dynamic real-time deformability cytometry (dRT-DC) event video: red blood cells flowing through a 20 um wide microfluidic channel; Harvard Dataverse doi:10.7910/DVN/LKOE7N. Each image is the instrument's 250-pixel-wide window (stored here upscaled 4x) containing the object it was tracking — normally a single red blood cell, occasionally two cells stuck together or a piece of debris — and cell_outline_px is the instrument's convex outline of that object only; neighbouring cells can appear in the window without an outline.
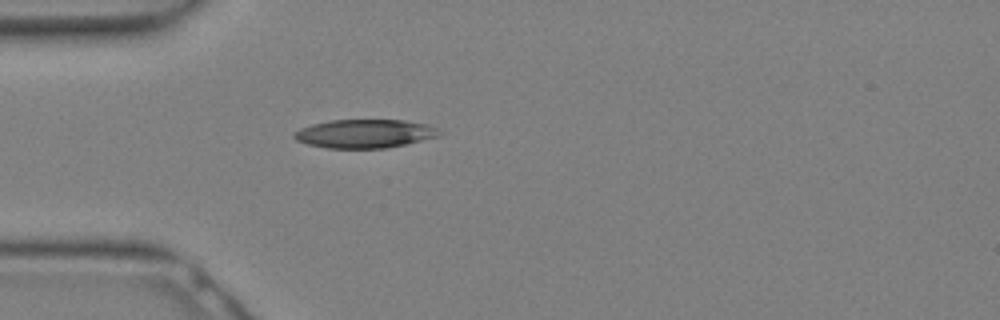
{"species": "Egyptian fruit bat (a non-hibernating species)", "species_latin": "Rousettus aegyptiacus", "temperature_condition": "warm", "stored_images_in_passage": 5, "camera_frame_rate_fps": 3000, "um_per_image_px": 0.085, "animal": {"sex": "female"}, "frame": {"image": 1, "passage_image": 1, "time_ms": 0.0, "image_size_px": [1000, 320], "cell_outline_px": [[444, 132], [440, 136], [404, 144], [384, 148], [328, 148], [308, 144], [296, 140], [292, 136], [292, 132], [300, 128], [312, 124], [332, 120], [404, 120], [424, 124], [436, 128]], "centroid_in_image_um": [30.98, 11.36], "position_along_channel_um": 54.0, "area_um2": 24.1}}
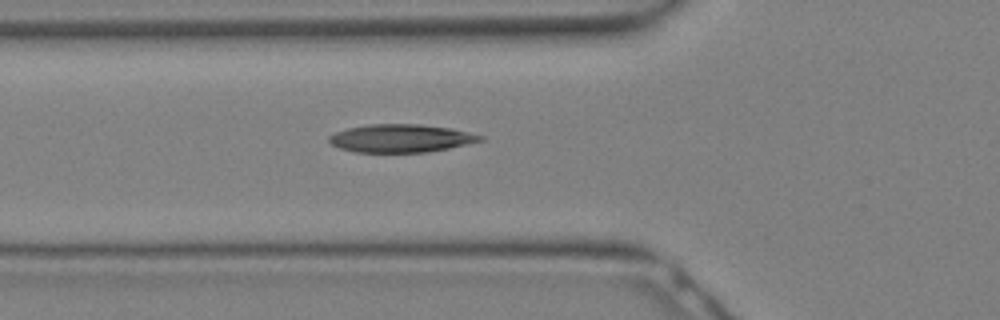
{"frame": {"image": 2, "passage_image": 3, "time_ms": 0.667, "image_size_px": [1000, 320], "cell_outline_px": [[484, 140], [468, 144], [428, 152], [356, 152], [340, 148], [332, 144], [328, 140], [328, 136], [336, 132], [348, 128], [368, 124], [420, 124], [452, 128], [484, 136]], "centroid_in_image_um": [34.09, 11.75], "position_along_channel_um": 91.7, "area_um2": 24.68}}
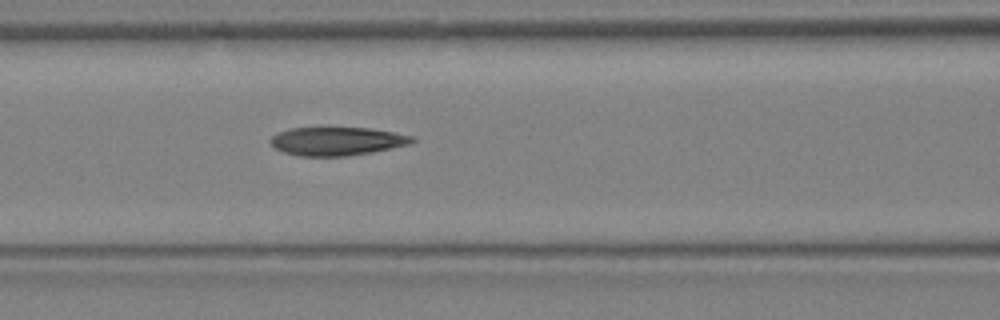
{"frame": {"image": 3, "passage_image": 5, "time_ms": 1.333, "image_size_px": [1000, 320], "cell_outline_px": [[416, 140], [412, 144], [372, 152], [348, 156], [300, 156], [284, 152], [276, 148], [268, 140], [272, 136], [280, 132], [292, 128], [368, 128], [392, 132], [412, 136]], "centroid_in_image_um": [28.66, 12.01], "position_along_channel_um": 137.9, "area_um2": 23.29}}